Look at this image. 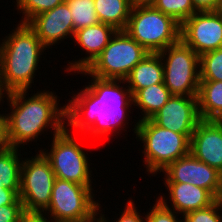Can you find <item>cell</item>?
<instances>
[{"label": "cell", "mask_w": 222, "mask_h": 222, "mask_svg": "<svg viewBox=\"0 0 222 222\" xmlns=\"http://www.w3.org/2000/svg\"><path fill=\"white\" fill-rule=\"evenodd\" d=\"M88 76L92 77L89 86L80 90L65 105L66 127L79 130L81 134L88 132L93 138L115 132L119 134L120 130H125L122 128L129 117L127 111L133 105V95L128 86H120L126 81Z\"/></svg>", "instance_id": "1"}, {"label": "cell", "mask_w": 222, "mask_h": 222, "mask_svg": "<svg viewBox=\"0 0 222 222\" xmlns=\"http://www.w3.org/2000/svg\"><path fill=\"white\" fill-rule=\"evenodd\" d=\"M27 90H16L6 94L11 107L7 114L8 141L10 147L19 148L43 134L45 129L52 128L53 136L66 128L65 105H58L54 92L43 90L27 96ZM43 132V133H42Z\"/></svg>", "instance_id": "2"}, {"label": "cell", "mask_w": 222, "mask_h": 222, "mask_svg": "<svg viewBox=\"0 0 222 222\" xmlns=\"http://www.w3.org/2000/svg\"><path fill=\"white\" fill-rule=\"evenodd\" d=\"M14 29L0 44L1 81L7 93L31 88L40 55L46 50L27 23L19 22Z\"/></svg>", "instance_id": "3"}, {"label": "cell", "mask_w": 222, "mask_h": 222, "mask_svg": "<svg viewBox=\"0 0 222 222\" xmlns=\"http://www.w3.org/2000/svg\"><path fill=\"white\" fill-rule=\"evenodd\" d=\"M136 138L144 143V163L149 174H157L170 163L190 153L192 134L176 133L156 125L151 119L137 121Z\"/></svg>", "instance_id": "4"}, {"label": "cell", "mask_w": 222, "mask_h": 222, "mask_svg": "<svg viewBox=\"0 0 222 222\" xmlns=\"http://www.w3.org/2000/svg\"><path fill=\"white\" fill-rule=\"evenodd\" d=\"M181 24L153 6L132 7L125 31L149 53L180 40Z\"/></svg>", "instance_id": "5"}, {"label": "cell", "mask_w": 222, "mask_h": 222, "mask_svg": "<svg viewBox=\"0 0 222 222\" xmlns=\"http://www.w3.org/2000/svg\"><path fill=\"white\" fill-rule=\"evenodd\" d=\"M148 53L125 30H117L95 60L77 73L102 79L125 80Z\"/></svg>", "instance_id": "6"}, {"label": "cell", "mask_w": 222, "mask_h": 222, "mask_svg": "<svg viewBox=\"0 0 222 222\" xmlns=\"http://www.w3.org/2000/svg\"><path fill=\"white\" fill-rule=\"evenodd\" d=\"M159 54L164 67L163 83L171 94L198 96L200 56L181 39Z\"/></svg>", "instance_id": "7"}, {"label": "cell", "mask_w": 222, "mask_h": 222, "mask_svg": "<svg viewBox=\"0 0 222 222\" xmlns=\"http://www.w3.org/2000/svg\"><path fill=\"white\" fill-rule=\"evenodd\" d=\"M66 127L53 137L50 151H40L50 161L55 177L91 187L89 158ZM91 177V178H90Z\"/></svg>", "instance_id": "8"}, {"label": "cell", "mask_w": 222, "mask_h": 222, "mask_svg": "<svg viewBox=\"0 0 222 222\" xmlns=\"http://www.w3.org/2000/svg\"><path fill=\"white\" fill-rule=\"evenodd\" d=\"M55 180L50 161L41 151L22 160L19 198L26 212H45Z\"/></svg>", "instance_id": "9"}, {"label": "cell", "mask_w": 222, "mask_h": 222, "mask_svg": "<svg viewBox=\"0 0 222 222\" xmlns=\"http://www.w3.org/2000/svg\"><path fill=\"white\" fill-rule=\"evenodd\" d=\"M94 196L92 187L56 178L49 206L43 213L54 222L82 220L98 209Z\"/></svg>", "instance_id": "10"}, {"label": "cell", "mask_w": 222, "mask_h": 222, "mask_svg": "<svg viewBox=\"0 0 222 222\" xmlns=\"http://www.w3.org/2000/svg\"><path fill=\"white\" fill-rule=\"evenodd\" d=\"M180 39L199 56L222 47V10L195 12L181 24Z\"/></svg>", "instance_id": "11"}, {"label": "cell", "mask_w": 222, "mask_h": 222, "mask_svg": "<svg viewBox=\"0 0 222 222\" xmlns=\"http://www.w3.org/2000/svg\"><path fill=\"white\" fill-rule=\"evenodd\" d=\"M161 172L165 173L164 182L192 183L206 189L216 200L222 194V173L201 162L191 153L170 163Z\"/></svg>", "instance_id": "12"}, {"label": "cell", "mask_w": 222, "mask_h": 222, "mask_svg": "<svg viewBox=\"0 0 222 222\" xmlns=\"http://www.w3.org/2000/svg\"><path fill=\"white\" fill-rule=\"evenodd\" d=\"M150 119L164 129L181 134H193L202 120L198 97L172 95Z\"/></svg>", "instance_id": "13"}, {"label": "cell", "mask_w": 222, "mask_h": 222, "mask_svg": "<svg viewBox=\"0 0 222 222\" xmlns=\"http://www.w3.org/2000/svg\"><path fill=\"white\" fill-rule=\"evenodd\" d=\"M27 24L46 48L55 46L59 40L74 37L71 12L65 1L49 11L34 16Z\"/></svg>", "instance_id": "14"}, {"label": "cell", "mask_w": 222, "mask_h": 222, "mask_svg": "<svg viewBox=\"0 0 222 222\" xmlns=\"http://www.w3.org/2000/svg\"><path fill=\"white\" fill-rule=\"evenodd\" d=\"M190 153L222 173V120H201L190 138Z\"/></svg>", "instance_id": "15"}, {"label": "cell", "mask_w": 222, "mask_h": 222, "mask_svg": "<svg viewBox=\"0 0 222 222\" xmlns=\"http://www.w3.org/2000/svg\"><path fill=\"white\" fill-rule=\"evenodd\" d=\"M116 29L108 24L98 23L75 31L74 41L80 48L86 51L87 57H82L78 61H71L66 72H79L89 66L95 58L108 45L111 37L116 33Z\"/></svg>", "instance_id": "16"}, {"label": "cell", "mask_w": 222, "mask_h": 222, "mask_svg": "<svg viewBox=\"0 0 222 222\" xmlns=\"http://www.w3.org/2000/svg\"><path fill=\"white\" fill-rule=\"evenodd\" d=\"M164 184L169 191L172 209L181 215L207 208L216 201L206 189L192 183L164 182Z\"/></svg>", "instance_id": "17"}, {"label": "cell", "mask_w": 222, "mask_h": 222, "mask_svg": "<svg viewBox=\"0 0 222 222\" xmlns=\"http://www.w3.org/2000/svg\"><path fill=\"white\" fill-rule=\"evenodd\" d=\"M164 67L159 53H148L125 79L132 95L139 89L163 83Z\"/></svg>", "instance_id": "18"}, {"label": "cell", "mask_w": 222, "mask_h": 222, "mask_svg": "<svg viewBox=\"0 0 222 222\" xmlns=\"http://www.w3.org/2000/svg\"><path fill=\"white\" fill-rule=\"evenodd\" d=\"M197 97L202 120H222V81H200Z\"/></svg>", "instance_id": "19"}, {"label": "cell", "mask_w": 222, "mask_h": 222, "mask_svg": "<svg viewBox=\"0 0 222 222\" xmlns=\"http://www.w3.org/2000/svg\"><path fill=\"white\" fill-rule=\"evenodd\" d=\"M172 94L164 83L139 89L133 95V104L141 111V119H150L171 98Z\"/></svg>", "instance_id": "20"}, {"label": "cell", "mask_w": 222, "mask_h": 222, "mask_svg": "<svg viewBox=\"0 0 222 222\" xmlns=\"http://www.w3.org/2000/svg\"><path fill=\"white\" fill-rule=\"evenodd\" d=\"M95 12L100 23L125 30L128 24L131 4L129 0H94Z\"/></svg>", "instance_id": "21"}, {"label": "cell", "mask_w": 222, "mask_h": 222, "mask_svg": "<svg viewBox=\"0 0 222 222\" xmlns=\"http://www.w3.org/2000/svg\"><path fill=\"white\" fill-rule=\"evenodd\" d=\"M18 150L9 147L0 151V186L10 190H20L22 158Z\"/></svg>", "instance_id": "22"}, {"label": "cell", "mask_w": 222, "mask_h": 222, "mask_svg": "<svg viewBox=\"0 0 222 222\" xmlns=\"http://www.w3.org/2000/svg\"><path fill=\"white\" fill-rule=\"evenodd\" d=\"M69 6L75 31L100 23L94 0H65Z\"/></svg>", "instance_id": "23"}, {"label": "cell", "mask_w": 222, "mask_h": 222, "mask_svg": "<svg viewBox=\"0 0 222 222\" xmlns=\"http://www.w3.org/2000/svg\"><path fill=\"white\" fill-rule=\"evenodd\" d=\"M152 6L162 13L171 16L179 24H182L197 12L192 0H156Z\"/></svg>", "instance_id": "24"}, {"label": "cell", "mask_w": 222, "mask_h": 222, "mask_svg": "<svg viewBox=\"0 0 222 222\" xmlns=\"http://www.w3.org/2000/svg\"><path fill=\"white\" fill-rule=\"evenodd\" d=\"M200 81H222V47L200 56Z\"/></svg>", "instance_id": "25"}, {"label": "cell", "mask_w": 222, "mask_h": 222, "mask_svg": "<svg viewBox=\"0 0 222 222\" xmlns=\"http://www.w3.org/2000/svg\"><path fill=\"white\" fill-rule=\"evenodd\" d=\"M65 0H16V5L21 13L20 23H28L34 16L44 13L63 3Z\"/></svg>", "instance_id": "26"}, {"label": "cell", "mask_w": 222, "mask_h": 222, "mask_svg": "<svg viewBox=\"0 0 222 222\" xmlns=\"http://www.w3.org/2000/svg\"><path fill=\"white\" fill-rule=\"evenodd\" d=\"M222 203L217 199L209 207L183 214L182 222H222Z\"/></svg>", "instance_id": "27"}, {"label": "cell", "mask_w": 222, "mask_h": 222, "mask_svg": "<svg viewBox=\"0 0 222 222\" xmlns=\"http://www.w3.org/2000/svg\"><path fill=\"white\" fill-rule=\"evenodd\" d=\"M158 198L152 209L145 215L146 222H182L181 219L176 218L178 213L169 207L167 199L163 196Z\"/></svg>", "instance_id": "28"}, {"label": "cell", "mask_w": 222, "mask_h": 222, "mask_svg": "<svg viewBox=\"0 0 222 222\" xmlns=\"http://www.w3.org/2000/svg\"><path fill=\"white\" fill-rule=\"evenodd\" d=\"M25 210L18 198L13 204L0 206V222H19Z\"/></svg>", "instance_id": "29"}, {"label": "cell", "mask_w": 222, "mask_h": 222, "mask_svg": "<svg viewBox=\"0 0 222 222\" xmlns=\"http://www.w3.org/2000/svg\"><path fill=\"white\" fill-rule=\"evenodd\" d=\"M141 214L137 211V207L132 200L127 201L126 208L122 211L120 217L116 222H146V218H142Z\"/></svg>", "instance_id": "30"}, {"label": "cell", "mask_w": 222, "mask_h": 222, "mask_svg": "<svg viewBox=\"0 0 222 222\" xmlns=\"http://www.w3.org/2000/svg\"><path fill=\"white\" fill-rule=\"evenodd\" d=\"M192 2L197 12L222 10V0H192Z\"/></svg>", "instance_id": "31"}, {"label": "cell", "mask_w": 222, "mask_h": 222, "mask_svg": "<svg viewBox=\"0 0 222 222\" xmlns=\"http://www.w3.org/2000/svg\"><path fill=\"white\" fill-rule=\"evenodd\" d=\"M20 190H10L0 186V206L13 204L19 198Z\"/></svg>", "instance_id": "32"}, {"label": "cell", "mask_w": 222, "mask_h": 222, "mask_svg": "<svg viewBox=\"0 0 222 222\" xmlns=\"http://www.w3.org/2000/svg\"><path fill=\"white\" fill-rule=\"evenodd\" d=\"M10 147L8 141L7 114H0V151Z\"/></svg>", "instance_id": "33"}, {"label": "cell", "mask_w": 222, "mask_h": 222, "mask_svg": "<svg viewBox=\"0 0 222 222\" xmlns=\"http://www.w3.org/2000/svg\"><path fill=\"white\" fill-rule=\"evenodd\" d=\"M46 214L44 215L43 212H24V214L21 216L19 222H50L49 219H47ZM51 222H54L51 219Z\"/></svg>", "instance_id": "34"}, {"label": "cell", "mask_w": 222, "mask_h": 222, "mask_svg": "<svg viewBox=\"0 0 222 222\" xmlns=\"http://www.w3.org/2000/svg\"><path fill=\"white\" fill-rule=\"evenodd\" d=\"M100 205L101 204L99 203L98 209L96 211H94L88 218H85V219H82V220H77L75 222H109L105 218V215L100 213L102 211V210H100L101 209ZM98 215H100L99 218H98Z\"/></svg>", "instance_id": "35"}, {"label": "cell", "mask_w": 222, "mask_h": 222, "mask_svg": "<svg viewBox=\"0 0 222 222\" xmlns=\"http://www.w3.org/2000/svg\"><path fill=\"white\" fill-rule=\"evenodd\" d=\"M132 7L152 6L156 0H129Z\"/></svg>", "instance_id": "36"}, {"label": "cell", "mask_w": 222, "mask_h": 222, "mask_svg": "<svg viewBox=\"0 0 222 222\" xmlns=\"http://www.w3.org/2000/svg\"><path fill=\"white\" fill-rule=\"evenodd\" d=\"M4 93L7 94V92L4 90V87L2 85V81H1V67H0V103L5 98Z\"/></svg>", "instance_id": "37"}]
</instances>
